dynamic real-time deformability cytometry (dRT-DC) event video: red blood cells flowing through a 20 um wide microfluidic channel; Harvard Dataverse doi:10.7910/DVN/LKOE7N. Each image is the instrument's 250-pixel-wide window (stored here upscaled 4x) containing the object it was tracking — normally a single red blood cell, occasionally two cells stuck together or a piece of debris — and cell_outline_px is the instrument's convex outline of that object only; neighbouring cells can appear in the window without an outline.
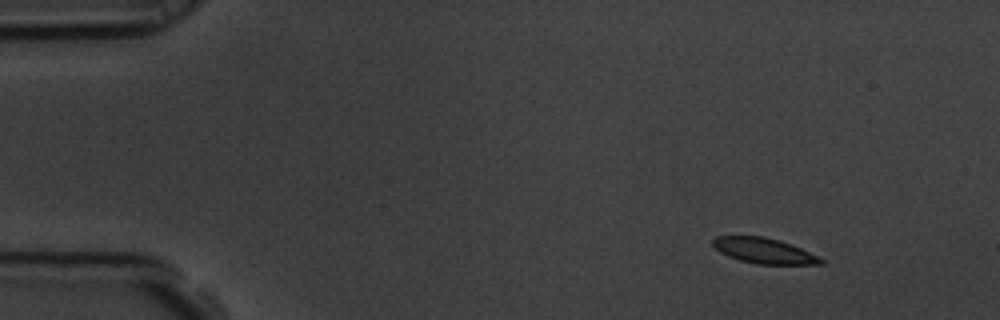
{"species": "common noctule bat (a hibernating species)", "species_latin": "Nyctalus noctula", "temperature_condition": "room temperature", "stored_images_in_passage": 52, "camera_frame_rate_fps": 3000, "um_per_image_px": 0.085, "animal": {"sex": "male", "body_mass_g": 19.5, "forearm_length_mm": 54.6}, "frame": {"image": 1, "passage_image": 1, "time_ms": 0.0, "image_size_px": [1000, 320], "cell_outline_px": [[824, 264], [756, 264], [740, 260], [728, 256], [720, 252], [712, 244], [712, 240], [716, 236], [764, 236], [780, 240], [820, 256], [824, 260]], "centroid_in_image_um": [64.95, 21.31], "position_along_channel_um": 20.0, "area_um2": 16.01}}
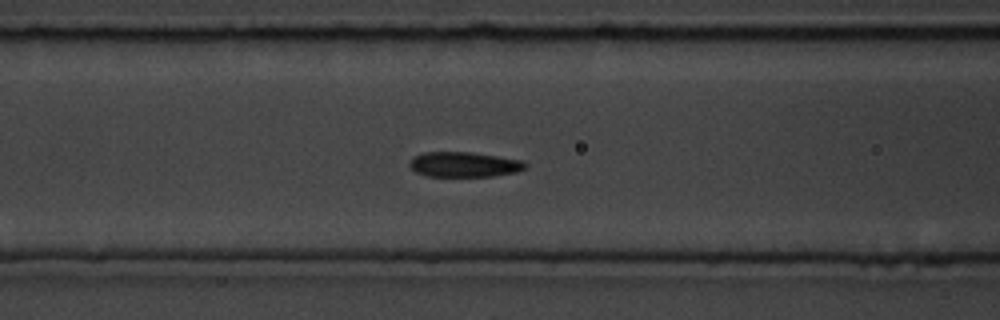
{"frame": {"image": 2, "passage_image": 18, "time_ms": 5.667, "image_size_px": [1000, 320], "cell_outline_px": [[528, 164], [524, 168], [516, 172], [492, 176], [428, 176], [416, 172], [408, 164], [412, 156], [424, 152], [472, 152], [524, 160]], "centroid_in_image_um": [39.45, 13.97], "position_along_channel_um": 127.2, "area_um2": 16.99}}
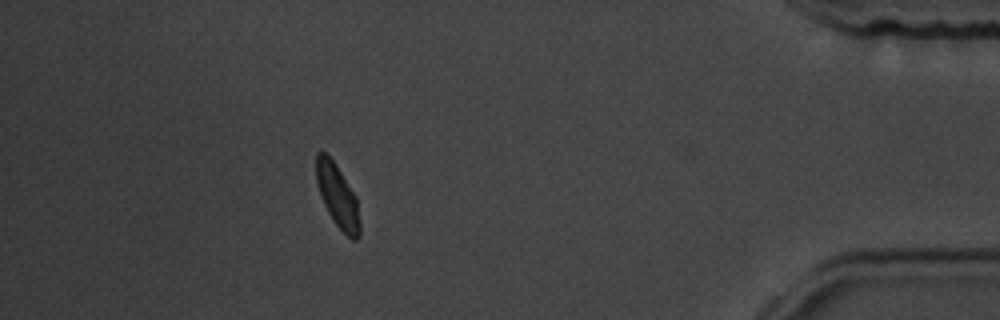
{"frame": {"image": 3, "passage_image": 46, "time_ms": 15.0, "image_size_px": [1000, 320], "cell_outline_px": [[360, 236], [356, 240], [352, 240], [336, 224], [328, 212], [320, 196], [316, 180], [316, 152], [324, 152], [336, 164], [356, 196], [360, 224]], "centroid_in_image_um": [28.69, 16.66], "position_along_channel_um": 406.5, "area_um2": 15.9}, "authors_computed_cell_mechanics": {"area_um2": 17.0799, "velocity_mm_per_s": 3.5359, "shape_relaxation_time_tau1_ms": 2.9398, "shape_relaxation_time_tau2_ms": 1.2882, "deformation_change_tau1": 0.1151, "deformation_change_tau2": 0.0424}}